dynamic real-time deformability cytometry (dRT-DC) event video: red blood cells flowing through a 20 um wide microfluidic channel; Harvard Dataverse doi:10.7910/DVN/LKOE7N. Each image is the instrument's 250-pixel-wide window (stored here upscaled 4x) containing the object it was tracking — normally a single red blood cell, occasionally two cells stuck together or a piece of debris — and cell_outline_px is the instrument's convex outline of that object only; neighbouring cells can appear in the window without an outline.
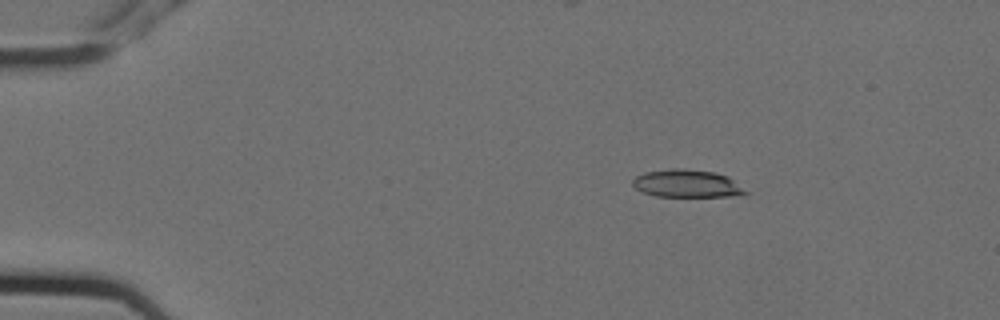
{"species": "Egyptian fruit bat (a non-hibernating species)", "species_latin": "Rousettus aegyptiacus", "temperature_condition": "cold", "stored_images_in_passage": 5, "camera_frame_rate_fps": 3000, "um_per_image_px": 0.085, "animal": {"sex": "female"}, "frame": {"image": 1, "passage_image": 3, "time_ms": 0.667, "image_size_px": [1000, 320], "cell_outline_px": [[752, 192], [732, 196], [656, 196], [644, 192], [636, 188], [632, 184], [632, 180], [636, 176], [644, 172], [672, 168], [684, 168], [716, 172], [728, 176]], "centroid_in_image_um": [58.44, 15.59], "position_along_channel_um": 26.6, "area_um2": 18.38}}